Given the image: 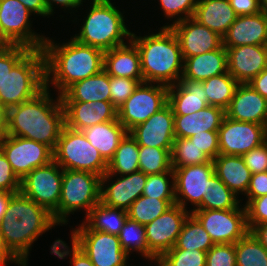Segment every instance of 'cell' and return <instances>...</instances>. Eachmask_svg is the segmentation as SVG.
Segmentation results:
<instances>
[{"mask_svg": "<svg viewBox=\"0 0 267 266\" xmlns=\"http://www.w3.org/2000/svg\"><path fill=\"white\" fill-rule=\"evenodd\" d=\"M42 51L45 87L49 89L53 85L59 96L74 83L100 73L104 67L103 50L81 44L72 37L62 44L46 37Z\"/></svg>", "mask_w": 267, "mask_h": 266, "instance_id": "1", "label": "cell"}, {"mask_svg": "<svg viewBox=\"0 0 267 266\" xmlns=\"http://www.w3.org/2000/svg\"><path fill=\"white\" fill-rule=\"evenodd\" d=\"M44 88L34 98L7 109V135L23 137L49 146L53 151L65 126L61 97L54 100Z\"/></svg>", "mask_w": 267, "mask_h": 266, "instance_id": "2", "label": "cell"}, {"mask_svg": "<svg viewBox=\"0 0 267 266\" xmlns=\"http://www.w3.org/2000/svg\"><path fill=\"white\" fill-rule=\"evenodd\" d=\"M58 226L52 214L43 206L25 196L14 193L0 222V237L7 249L27 266L30 249L39 236Z\"/></svg>", "mask_w": 267, "mask_h": 266, "instance_id": "3", "label": "cell"}, {"mask_svg": "<svg viewBox=\"0 0 267 266\" xmlns=\"http://www.w3.org/2000/svg\"><path fill=\"white\" fill-rule=\"evenodd\" d=\"M131 41L136 45L141 62L143 82L172 86L183 74L184 59L179 41L170 27H161L156 33L137 36Z\"/></svg>", "mask_w": 267, "mask_h": 266, "instance_id": "4", "label": "cell"}, {"mask_svg": "<svg viewBox=\"0 0 267 266\" xmlns=\"http://www.w3.org/2000/svg\"><path fill=\"white\" fill-rule=\"evenodd\" d=\"M111 1L92 0L79 33L73 35L72 38L81 44L90 45L103 51L128 43V40H131L132 32L125 24L124 12L119 11V8ZM125 40L127 42H124Z\"/></svg>", "mask_w": 267, "mask_h": 266, "instance_id": "5", "label": "cell"}, {"mask_svg": "<svg viewBox=\"0 0 267 266\" xmlns=\"http://www.w3.org/2000/svg\"><path fill=\"white\" fill-rule=\"evenodd\" d=\"M45 88V58L42 49H31L7 74L0 104L7 110L34 98Z\"/></svg>", "mask_w": 267, "mask_h": 266, "instance_id": "6", "label": "cell"}, {"mask_svg": "<svg viewBox=\"0 0 267 266\" xmlns=\"http://www.w3.org/2000/svg\"><path fill=\"white\" fill-rule=\"evenodd\" d=\"M101 176L86 171L63 170L58 225L69 222L74 212L84 210L85 217L100 202Z\"/></svg>", "mask_w": 267, "mask_h": 266, "instance_id": "7", "label": "cell"}, {"mask_svg": "<svg viewBox=\"0 0 267 266\" xmlns=\"http://www.w3.org/2000/svg\"><path fill=\"white\" fill-rule=\"evenodd\" d=\"M54 153V161L63 170L86 171L103 176L108 163L93 147L82 131L64 126Z\"/></svg>", "mask_w": 267, "mask_h": 266, "instance_id": "8", "label": "cell"}, {"mask_svg": "<svg viewBox=\"0 0 267 266\" xmlns=\"http://www.w3.org/2000/svg\"><path fill=\"white\" fill-rule=\"evenodd\" d=\"M70 235L71 241L94 266H127L129 255L122 249L117 235L90 230L84 223L72 229Z\"/></svg>", "mask_w": 267, "mask_h": 266, "instance_id": "9", "label": "cell"}, {"mask_svg": "<svg viewBox=\"0 0 267 266\" xmlns=\"http://www.w3.org/2000/svg\"><path fill=\"white\" fill-rule=\"evenodd\" d=\"M63 169L53 160L38 167L21 180V192L46 208L58 224V204L61 197Z\"/></svg>", "mask_w": 267, "mask_h": 266, "instance_id": "10", "label": "cell"}, {"mask_svg": "<svg viewBox=\"0 0 267 266\" xmlns=\"http://www.w3.org/2000/svg\"><path fill=\"white\" fill-rule=\"evenodd\" d=\"M168 104V86L140 83L118 109V120L129 132Z\"/></svg>", "mask_w": 267, "mask_h": 266, "instance_id": "11", "label": "cell"}, {"mask_svg": "<svg viewBox=\"0 0 267 266\" xmlns=\"http://www.w3.org/2000/svg\"><path fill=\"white\" fill-rule=\"evenodd\" d=\"M191 214L210 235L214 244H235L250 231L244 204L230 210L196 209Z\"/></svg>", "mask_w": 267, "mask_h": 266, "instance_id": "12", "label": "cell"}, {"mask_svg": "<svg viewBox=\"0 0 267 266\" xmlns=\"http://www.w3.org/2000/svg\"><path fill=\"white\" fill-rule=\"evenodd\" d=\"M32 15L18 0H0V30L12 45L42 49L46 35L32 30Z\"/></svg>", "mask_w": 267, "mask_h": 266, "instance_id": "13", "label": "cell"}, {"mask_svg": "<svg viewBox=\"0 0 267 266\" xmlns=\"http://www.w3.org/2000/svg\"><path fill=\"white\" fill-rule=\"evenodd\" d=\"M0 150L20 180L35 168L54 160L53 150L49 146L23 137L7 135L0 144Z\"/></svg>", "mask_w": 267, "mask_h": 266, "instance_id": "14", "label": "cell"}, {"mask_svg": "<svg viewBox=\"0 0 267 266\" xmlns=\"http://www.w3.org/2000/svg\"><path fill=\"white\" fill-rule=\"evenodd\" d=\"M174 204L152 222L144 225L148 243V260L160 258L175 246L182 226L190 214Z\"/></svg>", "mask_w": 267, "mask_h": 266, "instance_id": "15", "label": "cell"}, {"mask_svg": "<svg viewBox=\"0 0 267 266\" xmlns=\"http://www.w3.org/2000/svg\"><path fill=\"white\" fill-rule=\"evenodd\" d=\"M219 154L240 155L248 153L266 142V126L236 121L226 115L218 129Z\"/></svg>", "mask_w": 267, "mask_h": 266, "instance_id": "16", "label": "cell"}, {"mask_svg": "<svg viewBox=\"0 0 267 266\" xmlns=\"http://www.w3.org/2000/svg\"><path fill=\"white\" fill-rule=\"evenodd\" d=\"M175 202L185 210L190 202L196 210L208 189V179L215 173L213 160L200 165L173 168Z\"/></svg>", "mask_w": 267, "mask_h": 266, "instance_id": "17", "label": "cell"}, {"mask_svg": "<svg viewBox=\"0 0 267 266\" xmlns=\"http://www.w3.org/2000/svg\"><path fill=\"white\" fill-rule=\"evenodd\" d=\"M115 176L116 180L112 181ZM146 181L147 175L142 171L126 175L106 172L101 177L100 201L106 206L127 210L143 194Z\"/></svg>", "mask_w": 267, "mask_h": 266, "instance_id": "18", "label": "cell"}, {"mask_svg": "<svg viewBox=\"0 0 267 266\" xmlns=\"http://www.w3.org/2000/svg\"><path fill=\"white\" fill-rule=\"evenodd\" d=\"M163 27H170L175 33L183 59L214 51L223 45V37L192 17Z\"/></svg>", "mask_w": 267, "mask_h": 266, "instance_id": "19", "label": "cell"}, {"mask_svg": "<svg viewBox=\"0 0 267 266\" xmlns=\"http://www.w3.org/2000/svg\"><path fill=\"white\" fill-rule=\"evenodd\" d=\"M129 133L139 146L173 149L175 132L172 107L167 104Z\"/></svg>", "mask_w": 267, "mask_h": 266, "instance_id": "20", "label": "cell"}, {"mask_svg": "<svg viewBox=\"0 0 267 266\" xmlns=\"http://www.w3.org/2000/svg\"><path fill=\"white\" fill-rule=\"evenodd\" d=\"M225 48L228 73L239 84H248L267 68V53L264 45H241Z\"/></svg>", "mask_w": 267, "mask_h": 266, "instance_id": "21", "label": "cell"}, {"mask_svg": "<svg viewBox=\"0 0 267 266\" xmlns=\"http://www.w3.org/2000/svg\"><path fill=\"white\" fill-rule=\"evenodd\" d=\"M65 112V126L82 131L96 124L118 119V109L107 101L62 102Z\"/></svg>", "mask_w": 267, "mask_h": 266, "instance_id": "22", "label": "cell"}, {"mask_svg": "<svg viewBox=\"0 0 267 266\" xmlns=\"http://www.w3.org/2000/svg\"><path fill=\"white\" fill-rule=\"evenodd\" d=\"M267 43V10L252 15L237 16L223 36L224 47L265 45Z\"/></svg>", "mask_w": 267, "mask_h": 266, "instance_id": "23", "label": "cell"}, {"mask_svg": "<svg viewBox=\"0 0 267 266\" xmlns=\"http://www.w3.org/2000/svg\"><path fill=\"white\" fill-rule=\"evenodd\" d=\"M225 114L232 120L266 126L267 99L248 84H239Z\"/></svg>", "mask_w": 267, "mask_h": 266, "instance_id": "24", "label": "cell"}, {"mask_svg": "<svg viewBox=\"0 0 267 266\" xmlns=\"http://www.w3.org/2000/svg\"><path fill=\"white\" fill-rule=\"evenodd\" d=\"M103 70L109 76L131 78L143 83L140 54L131 40L128 44L104 51Z\"/></svg>", "mask_w": 267, "mask_h": 266, "instance_id": "25", "label": "cell"}, {"mask_svg": "<svg viewBox=\"0 0 267 266\" xmlns=\"http://www.w3.org/2000/svg\"><path fill=\"white\" fill-rule=\"evenodd\" d=\"M168 104L174 115H187L207 105V95L202 82L180 79L175 85L168 87Z\"/></svg>", "mask_w": 267, "mask_h": 266, "instance_id": "26", "label": "cell"}, {"mask_svg": "<svg viewBox=\"0 0 267 266\" xmlns=\"http://www.w3.org/2000/svg\"><path fill=\"white\" fill-rule=\"evenodd\" d=\"M222 108L208 105L187 115H174L175 138H189L204 131H218L225 117Z\"/></svg>", "mask_w": 267, "mask_h": 266, "instance_id": "27", "label": "cell"}, {"mask_svg": "<svg viewBox=\"0 0 267 266\" xmlns=\"http://www.w3.org/2000/svg\"><path fill=\"white\" fill-rule=\"evenodd\" d=\"M228 72L227 51L222 45L219 49L184 59L181 79L202 82Z\"/></svg>", "mask_w": 267, "mask_h": 266, "instance_id": "28", "label": "cell"}, {"mask_svg": "<svg viewBox=\"0 0 267 266\" xmlns=\"http://www.w3.org/2000/svg\"><path fill=\"white\" fill-rule=\"evenodd\" d=\"M236 17L229 0H198L192 18L223 37Z\"/></svg>", "mask_w": 267, "mask_h": 266, "instance_id": "29", "label": "cell"}, {"mask_svg": "<svg viewBox=\"0 0 267 266\" xmlns=\"http://www.w3.org/2000/svg\"><path fill=\"white\" fill-rule=\"evenodd\" d=\"M213 163L215 174L231 191L246 194L252 174L242 156L219 154Z\"/></svg>", "mask_w": 267, "mask_h": 266, "instance_id": "30", "label": "cell"}, {"mask_svg": "<svg viewBox=\"0 0 267 266\" xmlns=\"http://www.w3.org/2000/svg\"><path fill=\"white\" fill-rule=\"evenodd\" d=\"M110 76L100 73L71 85L62 95V102H110Z\"/></svg>", "mask_w": 267, "mask_h": 266, "instance_id": "31", "label": "cell"}, {"mask_svg": "<svg viewBox=\"0 0 267 266\" xmlns=\"http://www.w3.org/2000/svg\"><path fill=\"white\" fill-rule=\"evenodd\" d=\"M82 132L107 163L113 158L121 140L128 133L118 119L93 125Z\"/></svg>", "mask_w": 267, "mask_h": 266, "instance_id": "32", "label": "cell"}, {"mask_svg": "<svg viewBox=\"0 0 267 266\" xmlns=\"http://www.w3.org/2000/svg\"><path fill=\"white\" fill-rule=\"evenodd\" d=\"M128 219L127 210L106 206L101 201L82 221L90 230L119 235Z\"/></svg>", "mask_w": 267, "mask_h": 266, "instance_id": "33", "label": "cell"}, {"mask_svg": "<svg viewBox=\"0 0 267 266\" xmlns=\"http://www.w3.org/2000/svg\"><path fill=\"white\" fill-rule=\"evenodd\" d=\"M137 171H139V145L128 132L108 162L107 173L126 175Z\"/></svg>", "mask_w": 267, "mask_h": 266, "instance_id": "34", "label": "cell"}, {"mask_svg": "<svg viewBox=\"0 0 267 266\" xmlns=\"http://www.w3.org/2000/svg\"><path fill=\"white\" fill-rule=\"evenodd\" d=\"M207 95V105L216 106L226 111L239 83L228 73L202 81Z\"/></svg>", "mask_w": 267, "mask_h": 266, "instance_id": "35", "label": "cell"}, {"mask_svg": "<svg viewBox=\"0 0 267 266\" xmlns=\"http://www.w3.org/2000/svg\"><path fill=\"white\" fill-rule=\"evenodd\" d=\"M233 191H231L214 173L208 179V189L203 198L202 204L197 209H220L230 210L236 209L241 204L242 199H238Z\"/></svg>", "mask_w": 267, "mask_h": 266, "instance_id": "36", "label": "cell"}, {"mask_svg": "<svg viewBox=\"0 0 267 266\" xmlns=\"http://www.w3.org/2000/svg\"><path fill=\"white\" fill-rule=\"evenodd\" d=\"M213 245L210 235L190 213L182 226L175 246L171 249H196L207 252Z\"/></svg>", "mask_w": 267, "mask_h": 266, "instance_id": "37", "label": "cell"}, {"mask_svg": "<svg viewBox=\"0 0 267 266\" xmlns=\"http://www.w3.org/2000/svg\"><path fill=\"white\" fill-rule=\"evenodd\" d=\"M176 204L175 199H157L141 195L127 209L128 218L146 225Z\"/></svg>", "mask_w": 267, "mask_h": 266, "instance_id": "38", "label": "cell"}, {"mask_svg": "<svg viewBox=\"0 0 267 266\" xmlns=\"http://www.w3.org/2000/svg\"><path fill=\"white\" fill-rule=\"evenodd\" d=\"M172 149L139 146V171L146 175L173 172Z\"/></svg>", "mask_w": 267, "mask_h": 266, "instance_id": "39", "label": "cell"}, {"mask_svg": "<svg viewBox=\"0 0 267 266\" xmlns=\"http://www.w3.org/2000/svg\"><path fill=\"white\" fill-rule=\"evenodd\" d=\"M237 266H267V250L249 231L235 243Z\"/></svg>", "mask_w": 267, "mask_h": 266, "instance_id": "40", "label": "cell"}, {"mask_svg": "<svg viewBox=\"0 0 267 266\" xmlns=\"http://www.w3.org/2000/svg\"><path fill=\"white\" fill-rule=\"evenodd\" d=\"M118 237L122 249L128 255H130L132 252H139L138 254L141 253V257H145V259L148 261V243L144 225L128 218Z\"/></svg>", "mask_w": 267, "mask_h": 266, "instance_id": "41", "label": "cell"}, {"mask_svg": "<svg viewBox=\"0 0 267 266\" xmlns=\"http://www.w3.org/2000/svg\"><path fill=\"white\" fill-rule=\"evenodd\" d=\"M171 156L172 168L200 165L211 161L189 138H175Z\"/></svg>", "mask_w": 267, "mask_h": 266, "instance_id": "42", "label": "cell"}, {"mask_svg": "<svg viewBox=\"0 0 267 266\" xmlns=\"http://www.w3.org/2000/svg\"><path fill=\"white\" fill-rule=\"evenodd\" d=\"M142 195L157 199H175L174 173L147 175Z\"/></svg>", "mask_w": 267, "mask_h": 266, "instance_id": "43", "label": "cell"}, {"mask_svg": "<svg viewBox=\"0 0 267 266\" xmlns=\"http://www.w3.org/2000/svg\"><path fill=\"white\" fill-rule=\"evenodd\" d=\"M206 254L196 249H169L159 259L165 266H205Z\"/></svg>", "mask_w": 267, "mask_h": 266, "instance_id": "44", "label": "cell"}, {"mask_svg": "<svg viewBox=\"0 0 267 266\" xmlns=\"http://www.w3.org/2000/svg\"><path fill=\"white\" fill-rule=\"evenodd\" d=\"M166 19L173 23L193 17L198 0H158ZM183 14V15H182ZM171 18V19H170Z\"/></svg>", "mask_w": 267, "mask_h": 266, "instance_id": "45", "label": "cell"}, {"mask_svg": "<svg viewBox=\"0 0 267 266\" xmlns=\"http://www.w3.org/2000/svg\"><path fill=\"white\" fill-rule=\"evenodd\" d=\"M139 84L135 79L110 76V102L119 109Z\"/></svg>", "mask_w": 267, "mask_h": 266, "instance_id": "46", "label": "cell"}, {"mask_svg": "<svg viewBox=\"0 0 267 266\" xmlns=\"http://www.w3.org/2000/svg\"><path fill=\"white\" fill-rule=\"evenodd\" d=\"M71 245L72 248L69 247L63 239L61 240L58 238L50 246V253L56 255L59 259H65L66 257L71 256V259L68 261L71 266H94L90 258L72 241Z\"/></svg>", "mask_w": 267, "mask_h": 266, "instance_id": "47", "label": "cell"}, {"mask_svg": "<svg viewBox=\"0 0 267 266\" xmlns=\"http://www.w3.org/2000/svg\"><path fill=\"white\" fill-rule=\"evenodd\" d=\"M205 266H237L235 244H214L207 251Z\"/></svg>", "mask_w": 267, "mask_h": 266, "instance_id": "48", "label": "cell"}, {"mask_svg": "<svg viewBox=\"0 0 267 266\" xmlns=\"http://www.w3.org/2000/svg\"><path fill=\"white\" fill-rule=\"evenodd\" d=\"M31 49L23 45H11L0 51V91H2L7 74Z\"/></svg>", "mask_w": 267, "mask_h": 266, "instance_id": "49", "label": "cell"}, {"mask_svg": "<svg viewBox=\"0 0 267 266\" xmlns=\"http://www.w3.org/2000/svg\"><path fill=\"white\" fill-rule=\"evenodd\" d=\"M21 190V180L15 175L6 156L0 150V191L17 193Z\"/></svg>", "mask_w": 267, "mask_h": 266, "instance_id": "50", "label": "cell"}, {"mask_svg": "<svg viewBox=\"0 0 267 266\" xmlns=\"http://www.w3.org/2000/svg\"><path fill=\"white\" fill-rule=\"evenodd\" d=\"M189 139L211 160L219 155L218 131H204L189 137Z\"/></svg>", "mask_w": 267, "mask_h": 266, "instance_id": "51", "label": "cell"}, {"mask_svg": "<svg viewBox=\"0 0 267 266\" xmlns=\"http://www.w3.org/2000/svg\"><path fill=\"white\" fill-rule=\"evenodd\" d=\"M245 208L249 230L253 226L267 222V195L252 199Z\"/></svg>", "mask_w": 267, "mask_h": 266, "instance_id": "52", "label": "cell"}, {"mask_svg": "<svg viewBox=\"0 0 267 266\" xmlns=\"http://www.w3.org/2000/svg\"><path fill=\"white\" fill-rule=\"evenodd\" d=\"M251 174L267 171V141L242 155Z\"/></svg>", "mask_w": 267, "mask_h": 266, "instance_id": "53", "label": "cell"}, {"mask_svg": "<svg viewBox=\"0 0 267 266\" xmlns=\"http://www.w3.org/2000/svg\"><path fill=\"white\" fill-rule=\"evenodd\" d=\"M267 195V171L251 175L250 184L245 194L246 206L252 199Z\"/></svg>", "mask_w": 267, "mask_h": 266, "instance_id": "54", "label": "cell"}, {"mask_svg": "<svg viewBox=\"0 0 267 266\" xmlns=\"http://www.w3.org/2000/svg\"><path fill=\"white\" fill-rule=\"evenodd\" d=\"M229 3L237 16L252 15L265 9L262 0H229Z\"/></svg>", "mask_w": 267, "mask_h": 266, "instance_id": "55", "label": "cell"}, {"mask_svg": "<svg viewBox=\"0 0 267 266\" xmlns=\"http://www.w3.org/2000/svg\"><path fill=\"white\" fill-rule=\"evenodd\" d=\"M85 1V0H84ZM83 0H44L45 2V5L47 7V11H48V18L50 16H53V14L55 13L54 10H55V7L54 6H58L64 10H69V13H70V10H71V13L74 14V11L75 9H79V7L82 6ZM74 8V9H73Z\"/></svg>", "mask_w": 267, "mask_h": 266, "instance_id": "56", "label": "cell"}, {"mask_svg": "<svg viewBox=\"0 0 267 266\" xmlns=\"http://www.w3.org/2000/svg\"><path fill=\"white\" fill-rule=\"evenodd\" d=\"M248 85L267 99V68L254 77Z\"/></svg>", "mask_w": 267, "mask_h": 266, "instance_id": "57", "label": "cell"}, {"mask_svg": "<svg viewBox=\"0 0 267 266\" xmlns=\"http://www.w3.org/2000/svg\"><path fill=\"white\" fill-rule=\"evenodd\" d=\"M20 1L31 13L33 16L38 15L48 18V11L45 5L44 0H18Z\"/></svg>", "mask_w": 267, "mask_h": 266, "instance_id": "58", "label": "cell"}, {"mask_svg": "<svg viewBox=\"0 0 267 266\" xmlns=\"http://www.w3.org/2000/svg\"><path fill=\"white\" fill-rule=\"evenodd\" d=\"M8 263H15L18 266H23L7 249L2 238L0 237V266H7Z\"/></svg>", "mask_w": 267, "mask_h": 266, "instance_id": "59", "label": "cell"}, {"mask_svg": "<svg viewBox=\"0 0 267 266\" xmlns=\"http://www.w3.org/2000/svg\"><path fill=\"white\" fill-rule=\"evenodd\" d=\"M250 232L261 243V245L267 250V222L253 226Z\"/></svg>", "mask_w": 267, "mask_h": 266, "instance_id": "60", "label": "cell"}, {"mask_svg": "<svg viewBox=\"0 0 267 266\" xmlns=\"http://www.w3.org/2000/svg\"><path fill=\"white\" fill-rule=\"evenodd\" d=\"M14 193L8 191H0V222L5 215V211L7 210L8 204L10 202V198Z\"/></svg>", "mask_w": 267, "mask_h": 266, "instance_id": "61", "label": "cell"}, {"mask_svg": "<svg viewBox=\"0 0 267 266\" xmlns=\"http://www.w3.org/2000/svg\"><path fill=\"white\" fill-rule=\"evenodd\" d=\"M7 110L0 104V144L7 136L6 131Z\"/></svg>", "mask_w": 267, "mask_h": 266, "instance_id": "62", "label": "cell"}, {"mask_svg": "<svg viewBox=\"0 0 267 266\" xmlns=\"http://www.w3.org/2000/svg\"><path fill=\"white\" fill-rule=\"evenodd\" d=\"M12 44L6 39L0 30V51L8 49Z\"/></svg>", "mask_w": 267, "mask_h": 266, "instance_id": "63", "label": "cell"}, {"mask_svg": "<svg viewBox=\"0 0 267 266\" xmlns=\"http://www.w3.org/2000/svg\"><path fill=\"white\" fill-rule=\"evenodd\" d=\"M154 261V262H153ZM150 262H153L154 265H157V266H165L164 263L159 259V258H154V259H151ZM157 263V264H156Z\"/></svg>", "mask_w": 267, "mask_h": 266, "instance_id": "64", "label": "cell"}]
</instances>
